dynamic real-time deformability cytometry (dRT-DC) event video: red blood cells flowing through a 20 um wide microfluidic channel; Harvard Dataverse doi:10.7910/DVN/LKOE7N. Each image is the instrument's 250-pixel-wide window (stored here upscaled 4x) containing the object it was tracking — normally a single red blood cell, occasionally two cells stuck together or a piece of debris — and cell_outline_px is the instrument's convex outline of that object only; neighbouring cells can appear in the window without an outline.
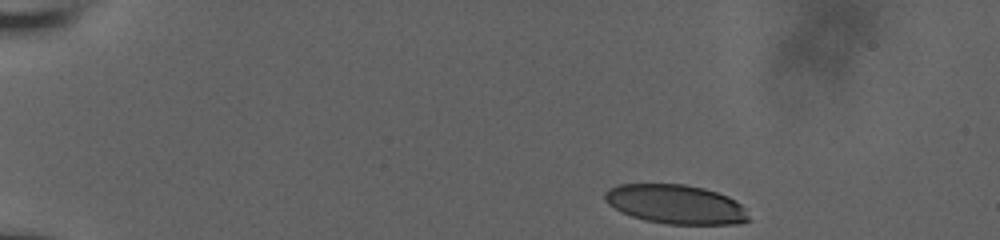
{"species": "human", "species_latin": "Homo sapiens", "temperature_condition": "room temperature", "stored_images_in_passage": 35, "camera_frame_rate_fps": 3000, "um_per_image_px": 0.085, "donor": {"sex": "male"}, "frame": {"image": 1, "passage_image": 1, "time_ms": 0.0, "image_size_px": [1000, 240], "cell_outline_px": [[752, 220], [740, 224], [668, 224], [644, 220], [620, 212], [608, 204], [604, 200], [604, 192], [608, 188], [620, 184], [684, 184], [704, 188], [728, 196], [736, 200], [744, 208]], "centroid_in_image_um": [57.43, 17.37], "position_along_channel_um": 27.6, "area_um2": 33.12}}
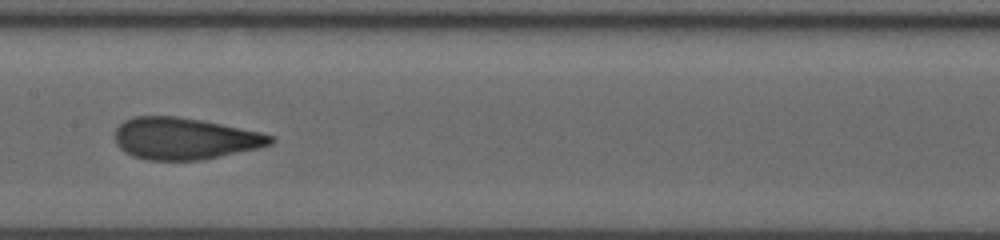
{"frame": {"image": 2, "passage_image": 20, "time_ms": 6.333, "image_size_px": [1000, 240], "cell_outline_px": [[276, 140], [272, 144], [260, 148], [200, 160], [144, 160], [132, 156], [124, 152], [116, 144], [116, 128], [124, 120], [136, 116], [176, 116], [200, 120], [260, 132], [276, 136]], "centroid_in_image_um": [15.7, 11.78], "position_along_channel_um": 191.7, "area_um2": 37.92}}
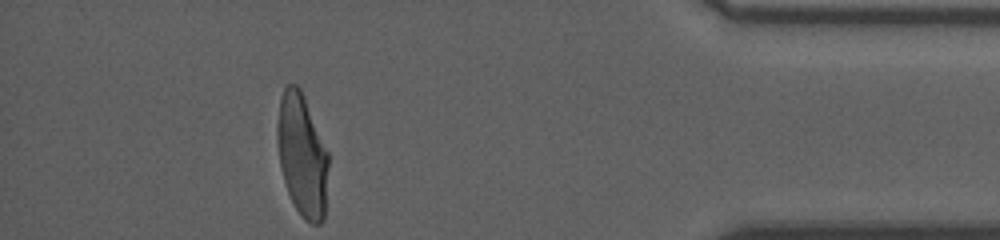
{"frame": {"image": 3, "passage_image": 35, "time_ms": 11.333, "image_size_px": [1000, 240], "cell_outline_px": [[328, 168], [324, 220], [320, 224], [312, 224], [304, 220], [296, 208], [288, 192], [284, 180], [280, 164], [276, 136], [276, 132], [280, 96], [284, 88], [288, 84], [296, 84], [300, 88], [304, 96], [328, 152]], "centroid_in_image_um": [25.68, 13.19], "position_along_channel_um": 409.5, "area_um2": 36.47}, "authors_computed_cell_mechanics": {"area_um2": 37.281, "velocity_mm_per_s": 3.8759, "shape_relaxation_time_tau1_ms": 6.9121, "shape_relaxation_time_tau2_ms": 0.7995, "deformation_change_tau1": 0.2521, "deformation_change_tau2": 0.081}}